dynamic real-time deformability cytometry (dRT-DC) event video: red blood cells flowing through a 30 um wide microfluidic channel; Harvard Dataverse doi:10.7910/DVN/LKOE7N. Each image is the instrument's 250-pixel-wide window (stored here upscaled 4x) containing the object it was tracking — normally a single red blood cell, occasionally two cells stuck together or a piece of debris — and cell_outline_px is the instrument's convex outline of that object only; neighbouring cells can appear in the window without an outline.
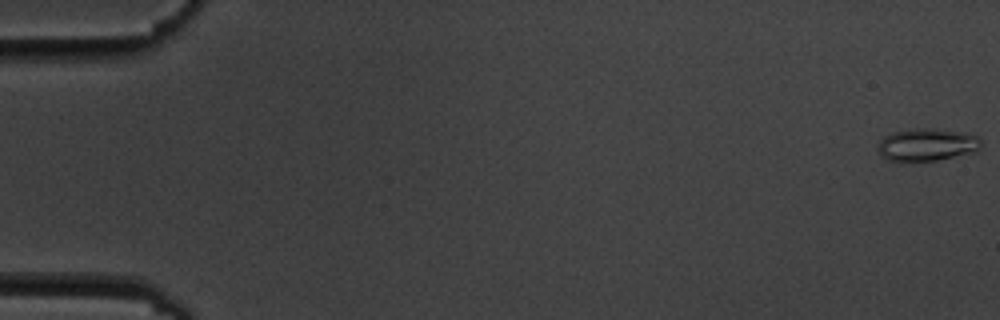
{"species": "common noctule bat (a hibernating species)", "species_latin": "Nyctalus noctula", "temperature_condition": "cold", "stored_images_in_passage": 7, "camera_frame_rate_fps": 3000, "um_per_image_px": 0.085, "animal": {"sex": "male", "body_mass_g": 19.5, "forearm_length_mm": 54.6}, "frame": {"image": 1, "passage_image": 1, "time_ms": 0.0, "image_size_px": [1000, 320], "cell_outline_px": [[980, 144], [976, 152], [936, 160], [888, 160], [880, 156], [876, 148], [880, 140], [884, 136], [892, 132], [916, 128], [928, 128], [956, 132], [980, 136]], "centroid_in_image_um": [78.74, 12.29], "position_along_channel_um": 6.3, "area_um2": 19.31}}
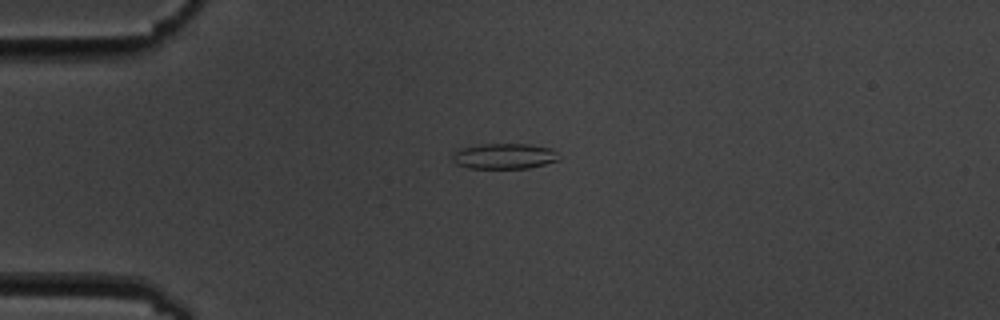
{"frame": {"image": 2, "passage_image": 5, "time_ms": 4.667, "image_size_px": [1000, 320], "cell_outline_px": [[560, 160], [528, 168], [468, 168], [456, 164], [452, 160], [452, 152], [460, 148], [484, 144], [528, 144], [552, 148], [560, 156]], "centroid_in_image_um": [42.86, 13.27], "position_along_channel_um": 42.1, "area_um2": 15.95}}
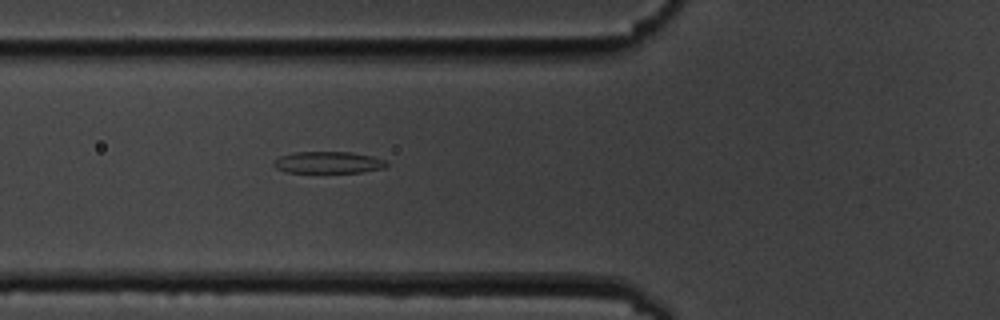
{"frame": {"image": 3, "passage_image": 7, "time_ms": 7.0, "image_size_px": [1000, 320], "cell_outline_px": [[388, 164], [384, 168], [360, 172], [284, 172], [276, 168], [272, 164], [272, 160], [280, 156], [296, 152], [348, 152], [372, 156], [384, 160]], "centroid_in_image_um": [27.85, 13.81], "position_along_channel_um": 98.0, "area_um2": 14.22}}